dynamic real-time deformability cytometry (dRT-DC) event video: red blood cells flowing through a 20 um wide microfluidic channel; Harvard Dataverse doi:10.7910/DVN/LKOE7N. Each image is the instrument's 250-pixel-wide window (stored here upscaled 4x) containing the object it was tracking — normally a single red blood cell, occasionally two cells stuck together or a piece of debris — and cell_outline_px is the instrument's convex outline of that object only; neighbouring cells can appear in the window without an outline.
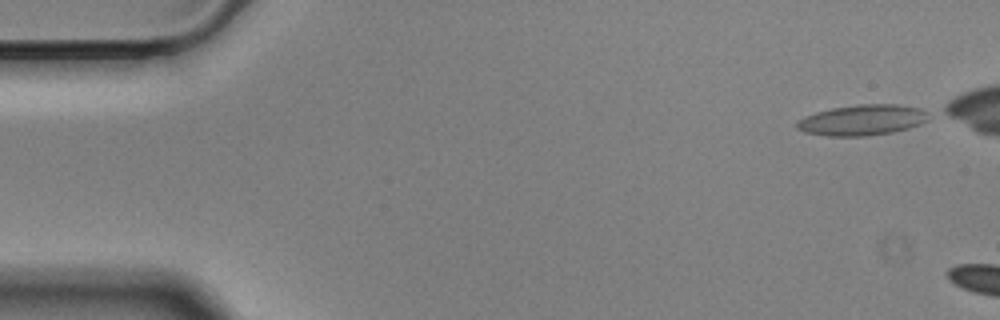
{"species": "Egyptian fruit bat (a non-hibernating species)", "species_latin": "Rousettus aegyptiacus", "temperature_condition": "cold", "stored_images_in_passage": 5, "camera_frame_rate_fps": 3000, "um_per_image_px": 0.085, "animal": {"sex": "male"}, "frame": {"image": 1, "passage_image": 1, "time_ms": 0.0, "image_size_px": [1000, 320], "cell_outline_px": [[928, 112], [924, 120], [920, 124], [908, 128], [892, 132], [864, 136], [828, 136], [804, 132], [796, 128], [796, 120], [804, 116], [816, 112], [832, 108], [856, 104], [900, 104], [920, 108]], "centroid_in_image_um": [73.24, 10.19], "position_along_channel_um": 11.8, "area_um2": 23.52}}